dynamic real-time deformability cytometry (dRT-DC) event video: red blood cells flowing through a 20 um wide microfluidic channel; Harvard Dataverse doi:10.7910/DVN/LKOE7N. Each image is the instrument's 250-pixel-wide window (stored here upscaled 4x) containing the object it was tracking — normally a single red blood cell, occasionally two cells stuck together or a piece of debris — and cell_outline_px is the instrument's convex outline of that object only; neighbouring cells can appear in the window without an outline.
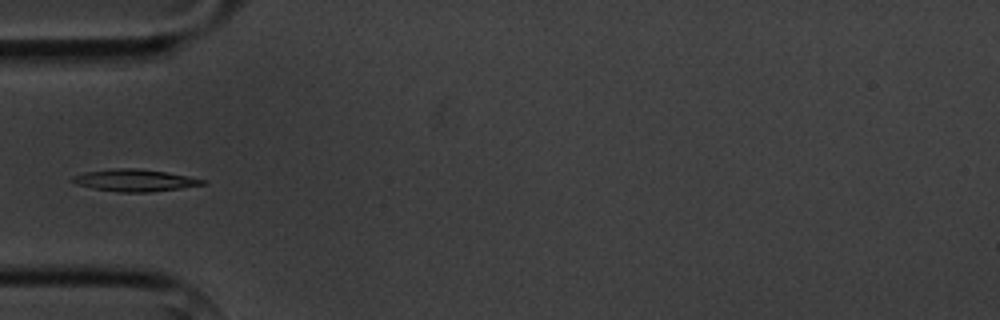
{"species": "common noctule bat (a hibernating species)", "species_latin": "Nyctalus noctula", "temperature_condition": "cold", "stored_images_in_passage": 1, "camera_frame_rate_fps": 3000, "um_per_image_px": 0.085, "animal": {"sex": "male", "body_mass_g": 20.1, "forearm_length_mm": 53.5}, "frame": {"image": 1, "passage_image": 1, "time_ms": 0.0, "image_size_px": [1000, 320], "cell_outline_px": [[208, 184], [180, 188], [148, 192], [120, 192], [92, 188], [76, 184], [68, 180], [72, 176], [84, 172], [112, 168], [140, 168], [188, 176], [208, 180]], "centroid_in_image_um": [11.43, 15.32], "position_along_channel_um": 73.6, "area_um2": 16.88}}